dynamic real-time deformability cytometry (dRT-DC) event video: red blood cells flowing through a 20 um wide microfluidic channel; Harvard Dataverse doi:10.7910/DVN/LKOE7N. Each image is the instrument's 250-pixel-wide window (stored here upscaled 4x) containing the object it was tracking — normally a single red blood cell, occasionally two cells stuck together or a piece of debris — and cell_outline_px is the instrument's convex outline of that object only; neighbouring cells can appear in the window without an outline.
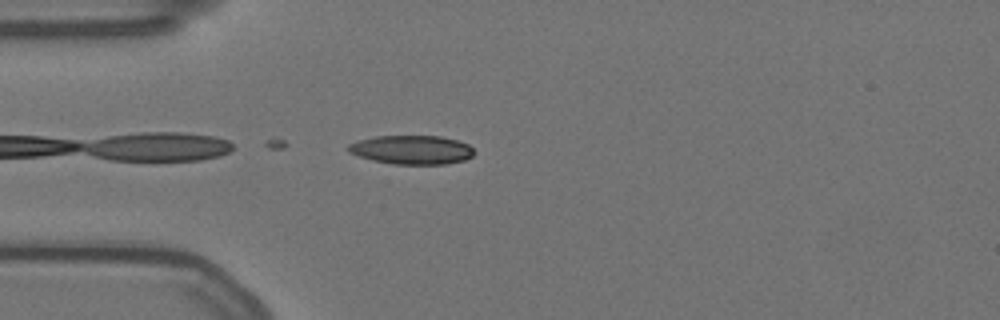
{"species": "Egyptian fruit bat (a non-hibernating species)", "species_latin": "Rousettus aegyptiacus", "temperature_condition": "warm", "stored_images_in_passage": 38, "camera_frame_rate_fps": 3000, "um_per_image_px": 0.085, "animal": {"sex": "female"}, "frame": {"image": 1, "passage_image": 1, "time_ms": 0.0, "image_size_px": [1000, 320], "cell_outline_px": [[476, 152], [472, 156], [464, 160], [444, 164], [392, 164], [372, 160], [348, 152], [348, 144], [356, 140], [376, 136], [440, 136], [456, 140], [468, 144]], "centroid_in_image_um": [34.99, 12.73], "position_along_channel_um": 50.0, "area_um2": 21.21}}